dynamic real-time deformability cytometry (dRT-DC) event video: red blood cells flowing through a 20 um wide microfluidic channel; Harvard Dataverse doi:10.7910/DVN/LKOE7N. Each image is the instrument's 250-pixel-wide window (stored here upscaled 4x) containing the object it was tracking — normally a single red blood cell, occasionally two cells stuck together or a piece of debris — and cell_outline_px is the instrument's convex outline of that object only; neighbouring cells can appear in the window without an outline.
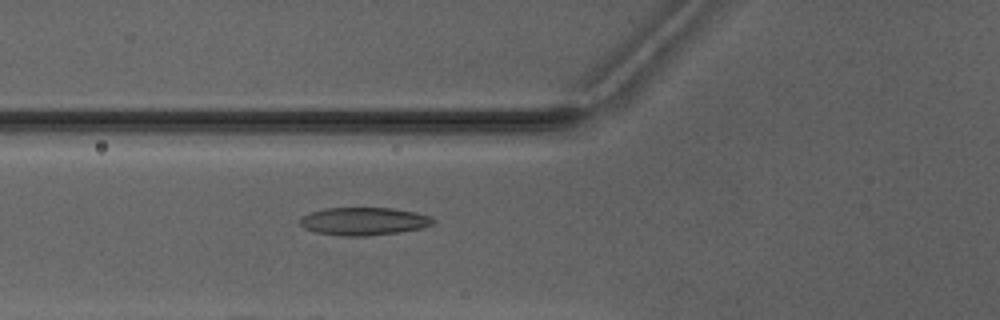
{"species": "Egyptian fruit bat (a non-hibernating species)", "species_latin": "Rousettus aegyptiacus", "temperature_condition": "warm", "stored_images_in_passage": 5, "camera_frame_rate_fps": 3000, "um_per_image_px": 0.085, "animal": {"sex": "male"}, "frame": {"image": 1, "passage_image": 5, "time_ms": 5.667, "image_size_px": [1000, 320], "cell_outline_px": [[436, 220], [432, 224], [424, 228], [396, 232], [364, 236], [340, 236], [312, 232], [304, 228], [300, 224], [300, 216], [324, 208], [392, 208], [432, 216]], "centroid_in_image_um": [30.89, 18.81], "position_along_channel_um": 94.9, "area_um2": 21.68}}